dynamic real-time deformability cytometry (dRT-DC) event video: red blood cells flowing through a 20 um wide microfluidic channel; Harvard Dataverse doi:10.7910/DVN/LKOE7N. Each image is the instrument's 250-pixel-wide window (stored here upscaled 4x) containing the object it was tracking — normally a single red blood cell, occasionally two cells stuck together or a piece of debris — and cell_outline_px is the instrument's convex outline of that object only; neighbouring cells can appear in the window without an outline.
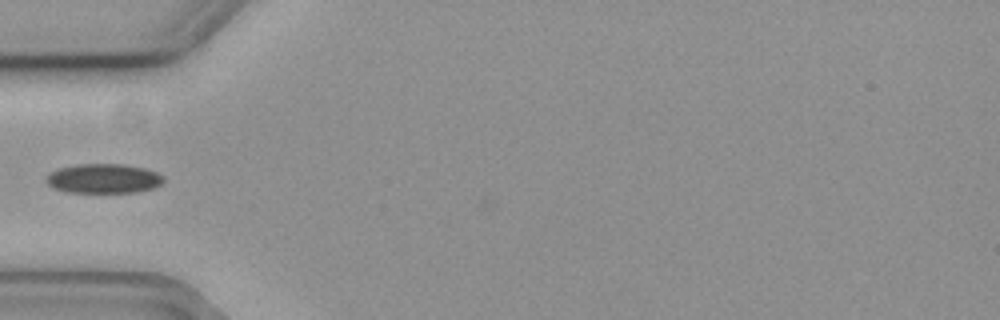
{"species": "common noctule bat (a hibernating species)", "species_latin": "Nyctalus noctula", "temperature_condition": "cold", "stored_images_in_passage": 34, "camera_frame_rate_fps": 3000, "um_per_image_px": 0.085, "animal": {"sex": "female", "body_mass_g": 19.3, "forearm_length_mm": 54.1}, "frame": {"image": 1, "passage_image": 1, "time_ms": 0.0, "image_size_px": [1000, 320], "cell_outline_px": [[164, 180], [156, 188], [136, 192], [68, 192], [52, 188], [44, 180], [52, 172], [60, 168], [80, 164], [124, 164], [144, 168], [156, 172], [164, 176]], "centroid_in_image_um": [8.83, 15.18], "position_along_channel_um": 76.2, "area_um2": 20.11}}
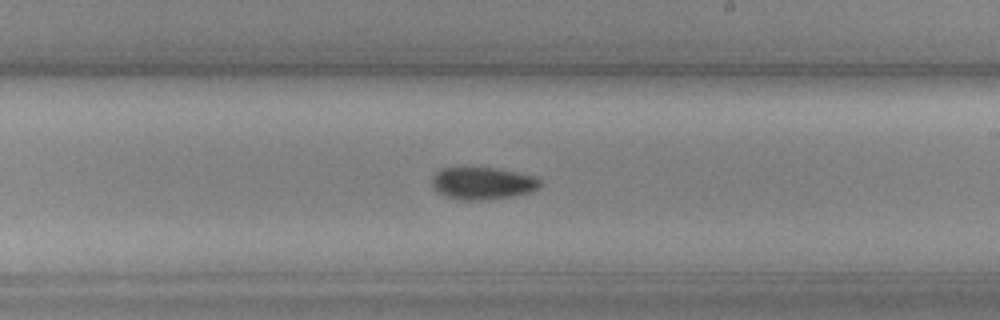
{"frame": {"image": 2, "passage_image": 15, "time_ms": 4.667, "image_size_px": [1000, 320], "cell_outline_px": [[540, 184], [536, 188], [528, 192], [512, 196], [488, 200], [460, 200], [444, 196], [436, 192], [432, 184], [432, 176], [440, 168], [492, 168], [536, 176], [540, 180]], "centroid_in_image_um": [40.96, 15.59], "position_along_channel_um": 248.0, "area_um2": 20.23}}
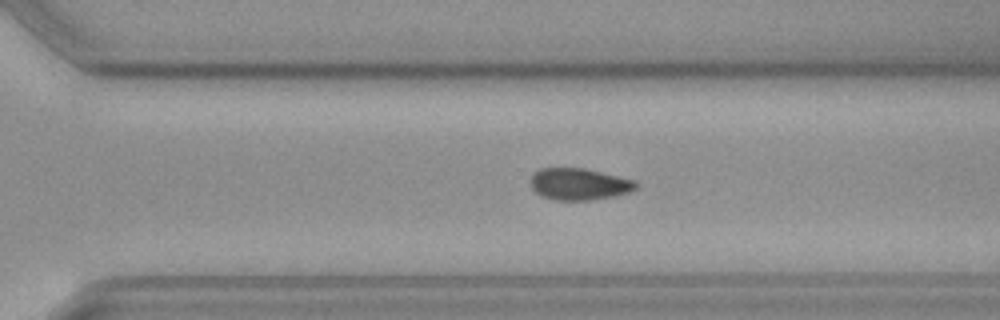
{"frame": {"image": 3, "passage_image": 21, "time_ms": 6.667, "image_size_px": [1000, 320], "cell_outline_px": [[636, 188], [628, 192], [616, 196], [592, 200], [552, 200], [540, 196], [532, 188], [532, 176], [540, 168], [584, 168], [636, 180]], "centroid_in_image_um": [49.23, 15.66], "position_along_channel_um": 321.4, "area_um2": 19.48}}